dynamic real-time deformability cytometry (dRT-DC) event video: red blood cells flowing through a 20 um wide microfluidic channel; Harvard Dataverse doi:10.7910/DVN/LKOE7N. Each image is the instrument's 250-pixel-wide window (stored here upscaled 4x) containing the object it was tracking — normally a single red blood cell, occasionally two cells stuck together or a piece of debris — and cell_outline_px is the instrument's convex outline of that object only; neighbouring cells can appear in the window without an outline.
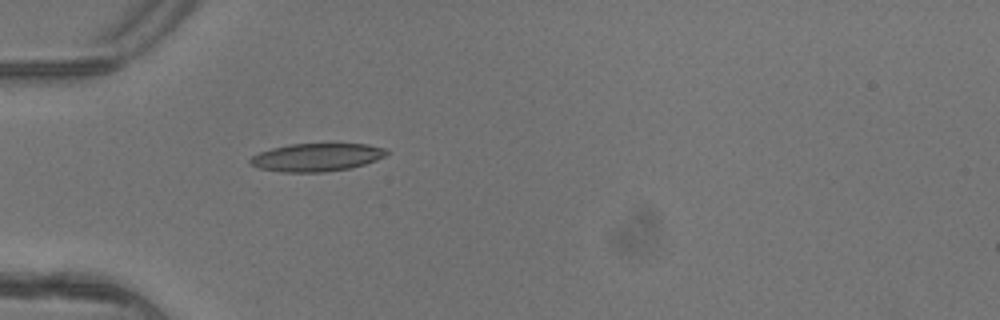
{"species": "common noctule bat (a hibernating species)", "species_latin": "Nyctalus noctula", "temperature_condition": "warm", "stored_images_in_passage": 4, "camera_frame_rate_fps": 3000, "um_per_image_px": 0.085, "animal": {"sex": "female"}, "frame": {"image": 1, "passage_image": 4, "time_ms": 1.0, "image_size_px": [1000, 320], "cell_outline_px": [[388, 152], [384, 156], [376, 160], [352, 168], [324, 172], [280, 172], [260, 168], [248, 164], [248, 160], [252, 156], [260, 152], [272, 148], [292, 144], [368, 144], [388, 148]], "centroid_in_image_um": [26.92, 13.37], "position_along_channel_um": 58.1, "area_um2": 22.31}}